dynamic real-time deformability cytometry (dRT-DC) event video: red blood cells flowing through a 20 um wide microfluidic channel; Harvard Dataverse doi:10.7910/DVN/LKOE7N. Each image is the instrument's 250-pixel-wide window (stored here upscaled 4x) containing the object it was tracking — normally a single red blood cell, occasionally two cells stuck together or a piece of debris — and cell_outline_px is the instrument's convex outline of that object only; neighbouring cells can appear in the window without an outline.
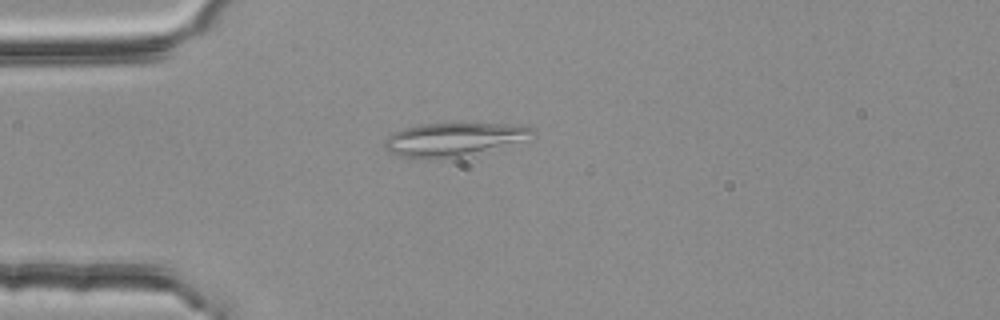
{"species": "common noctule bat (a hibernating species)", "species_latin": "Nyctalus noctula", "temperature_condition": "room temperature", "stored_images_in_passage": 4, "camera_frame_rate_fps": 3000, "um_per_image_px": 0.085, "animal": {"sex": "female", "body_mass_g": 25.1}, "frame": {"image": 1, "passage_image": 4, "time_ms": 1.0, "image_size_px": [1000, 320], "cell_outline_px": [[536, 136], [472, 156], [440, 160], [424, 160], [396, 156], [388, 152], [384, 148], [384, 140], [392, 132], [404, 128], [420, 124], [524, 124], [532, 128], [536, 132]], "centroid_in_image_um": [38.55, 11.89], "position_along_channel_um": 46.5, "area_um2": 29.82}}